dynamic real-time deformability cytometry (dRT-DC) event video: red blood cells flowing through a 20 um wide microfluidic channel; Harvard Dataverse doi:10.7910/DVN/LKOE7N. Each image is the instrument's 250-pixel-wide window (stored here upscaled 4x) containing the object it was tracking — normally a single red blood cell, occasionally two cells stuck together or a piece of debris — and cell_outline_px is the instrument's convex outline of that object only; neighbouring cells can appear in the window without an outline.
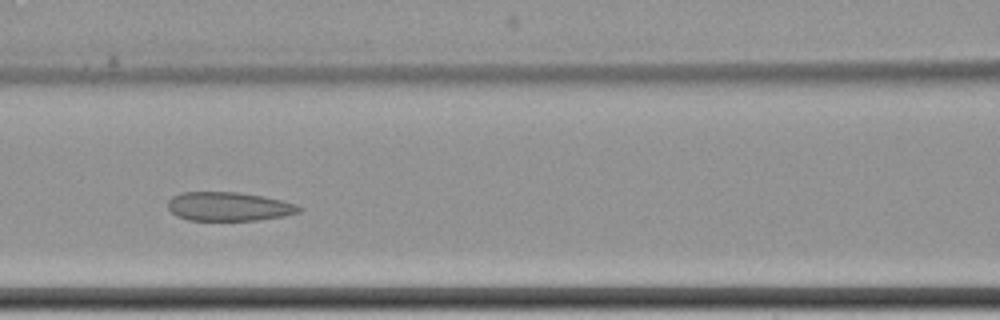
{"species": "common noctule bat (a hibernating species)", "species_latin": "Nyctalus noctula", "temperature_condition": "cold", "stored_images_in_passage": 7, "camera_frame_rate_fps": 3000, "um_per_image_px": 0.085, "animal": {"sex": "female", "body_mass_g": 22.7, "forearm_length_mm": 54.2}, "frame": {"image": 1, "passage_image": 7, "time_ms": 7.0, "image_size_px": [1000, 320], "cell_outline_px": [[304, 208], [300, 212], [280, 216], [256, 220], [188, 220], [176, 216], [168, 208], [168, 200], [172, 196], [180, 192], [240, 192], [264, 196], [296, 204]], "centroid_in_image_um": [19.42, 17.54], "position_along_channel_um": 147.2, "area_um2": 22.08}}